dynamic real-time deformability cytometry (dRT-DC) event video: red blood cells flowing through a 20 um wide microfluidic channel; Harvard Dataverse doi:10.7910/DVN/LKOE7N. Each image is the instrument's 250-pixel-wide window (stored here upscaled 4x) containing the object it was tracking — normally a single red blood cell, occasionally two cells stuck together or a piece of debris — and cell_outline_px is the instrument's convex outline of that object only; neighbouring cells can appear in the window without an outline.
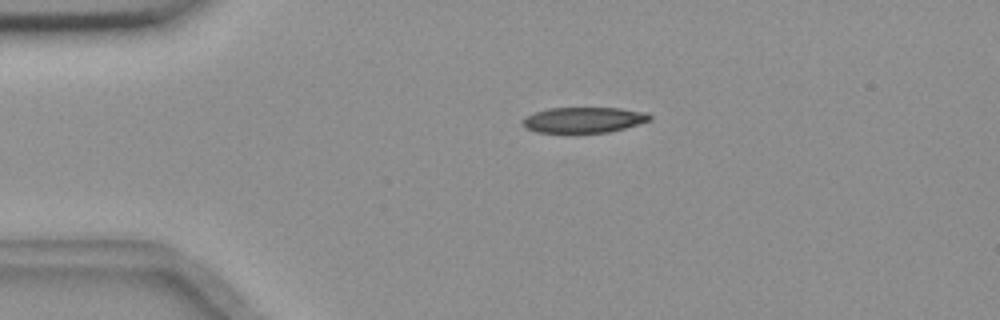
{"species": "common noctule bat (a hibernating species)", "species_latin": "Nyctalus noctula", "temperature_condition": "room temperature", "stored_images_in_passage": 5, "camera_frame_rate_fps": 3000, "um_per_image_px": 0.085, "animal": {"sex": "female", "body_mass_g": 18.4}, "frame": {"image": 1, "passage_image": 5, "time_ms": 1.333, "image_size_px": [1000, 320], "cell_outline_px": [[652, 120], [624, 128], [608, 132], [572, 136], [536, 132], [520, 124], [520, 120], [524, 116], [548, 108], [620, 108], [648, 112], [652, 116]], "centroid_in_image_um": [49.56, 10.24], "position_along_channel_um": 35.4, "area_um2": 20.06}}